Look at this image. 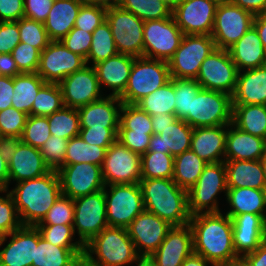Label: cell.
Returning a JSON list of instances; mask_svg holds the SVG:
<instances>
[{
	"mask_svg": "<svg viewBox=\"0 0 266 266\" xmlns=\"http://www.w3.org/2000/svg\"><path fill=\"white\" fill-rule=\"evenodd\" d=\"M193 253L215 266H229L241 258L233 246V223L221 212L198 213L190 217Z\"/></svg>",
	"mask_w": 266,
	"mask_h": 266,
	"instance_id": "cell-1",
	"label": "cell"
},
{
	"mask_svg": "<svg viewBox=\"0 0 266 266\" xmlns=\"http://www.w3.org/2000/svg\"><path fill=\"white\" fill-rule=\"evenodd\" d=\"M10 190L22 226H36L46 216L54 202L62 195L58 172L19 181Z\"/></svg>",
	"mask_w": 266,
	"mask_h": 266,
	"instance_id": "cell-2",
	"label": "cell"
},
{
	"mask_svg": "<svg viewBox=\"0 0 266 266\" xmlns=\"http://www.w3.org/2000/svg\"><path fill=\"white\" fill-rule=\"evenodd\" d=\"M146 211L167 221L171 226L189 224L187 190L170 179H141L139 182Z\"/></svg>",
	"mask_w": 266,
	"mask_h": 266,
	"instance_id": "cell-3",
	"label": "cell"
},
{
	"mask_svg": "<svg viewBox=\"0 0 266 266\" xmlns=\"http://www.w3.org/2000/svg\"><path fill=\"white\" fill-rule=\"evenodd\" d=\"M138 257L126 228L107 226L84 246L88 266H129Z\"/></svg>",
	"mask_w": 266,
	"mask_h": 266,
	"instance_id": "cell-4",
	"label": "cell"
},
{
	"mask_svg": "<svg viewBox=\"0 0 266 266\" xmlns=\"http://www.w3.org/2000/svg\"><path fill=\"white\" fill-rule=\"evenodd\" d=\"M170 80L167 61L137 57L134 59L127 86L119 98L122 103L136 104Z\"/></svg>",
	"mask_w": 266,
	"mask_h": 266,
	"instance_id": "cell-5",
	"label": "cell"
},
{
	"mask_svg": "<svg viewBox=\"0 0 266 266\" xmlns=\"http://www.w3.org/2000/svg\"><path fill=\"white\" fill-rule=\"evenodd\" d=\"M222 191L226 196L225 162L208 163L197 182L187 191L189 214L192 216L203 212H221L217 195Z\"/></svg>",
	"mask_w": 266,
	"mask_h": 266,
	"instance_id": "cell-6",
	"label": "cell"
},
{
	"mask_svg": "<svg viewBox=\"0 0 266 266\" xmlns=\"http://www.w3.org/2000/svg\"><path fill=\"white\" fill-rule=\"evenodd\" d=\"M104 194L108 226L127 229L145 210L139 183L106 185Z\"/></svg>",
	"mask_w": 266,
	"mask_h": 266,
	"instance_id": "cell-7",
	"label": "cell"
},
{
	"mask_svg": "<svg viewBox=\"0 0 266 266\" xmlns=\"http://www.w3.org/2000/svg\"><path fill=\"white\" fill-rule=\"evenodd\" d=\"M184 121L192 128L230 125L232 123L231 95L201 88L192 99L191 112Z\"/></svg>",
	"mask_w": 266,
	"mask_h": 266,
	"instance_id": "cell-8",
	"label": "cell"
},
{
	"mask_svg": "<svg viewBox=\"0 0 266 266\" xmlns=\"http://www.w3.org/2000/svg\"><path fill=\"white\" fill-rule=\"evenodd\" d=\"M216 49L211 35H184L168 60L171 78L196 79L204 59Z\"/></svg>",
	"mask_w": 266,
	"mask_h": 266,
	"instance_id": "cell-9",
	"label": "cell"
},
{
	"mask_svg": "<svg viewBox=\"0 0 266 266\" xmlns=\"http://www.w3.org/2000/svg\"><path fill=\"white\" fill-rule=\"evenodd\" d=\"M106 21L120 54L144 57L143 26L144 21L119 5L106 11Z\"/></svg>",
	"mask_w": 266,
	"mask_h": 266,
	"instance_id": "cell-10",
	"label": "cell"
},
{
	"mask_svg": "<svg viewBox=\"0 0 266 266\" xmlns=\"http://www.w3.org/2000/svg\"><path fill=\"white\" fill-rule=\"evenodd\" d=\"M255 15L229 0L219 2L211 37L216 48L228 50L252 26Z\"/></svg>",
	"mask_w": 266,
	"mask_h": 266,
	"instance_id": "cell-11",
	"label": "cell"
},
{
	"mask_svg": "<svg viewBox=\"0 0 266 266\" xmlns=\"http://www.w3.org/2000/svg\"><path fill=\"white\" fill-rule=\"evenodd\" d=\"M184 33L173 15L164 19L144 21V57L167 61L179 47Z\"/></svg>",
	"mask_w": 266,
	"mask_h": 266,
	"instance_id": "cell-12",
	"label": "cell"
},
{
	"mask_svg": "<svg viewBox=\"0 0 266 266\" xmlns=\"http://www.w3.org/2000/svg\"><path fill=\"white\" fill-rule=\"evenodd\" d=\"M238 72L229 51L216 48L202 62L196 81L204 89L232 96L236 88Z\"/></svg>",
	"mask_w": 266,
	"mask_h": 266,
	"instance_id": "cell-13",
	"label": "cell"
},
{
	"mask_svg": "<svg viewBox=\"0 0 266 266\" xmlns=\"http://www.w3.org/2000/svg\"><path fill=\"white\" fill-rule=\"evenodd\" d=\"M73 203L74 233L77 232L79 241L85 246L108 226L104 189L93 194L75 198Z\"/></svg>",
	"mask_w": 266,
	"mask_h": 266,
	"instance_id": "cell-14",
	"label": "cell"
},
{
	"mask_svg": "<svg viewBox=\"0 0 266 266\" xmlns=\"http://www.w3.org/2000/svg\"><path fill=\"white\" fill-rule=\"evenodd\" d=\"M105 185L141 181V156L116 140L106 152L101 166Z\"/></svg>",
	"mask_w": 266,
	"mask_h": 266,
	"instance_id": "cell-15",
	"label": "cell"
},
{
	"mask_svg": "<svg viewBox=\"0 0 266 266\" xmlns=\"http://www.w3.org/2000/svg\"><path fill=\"white\" fill-rule=\"evenodd\" d=\"M86 65L84 57L70 51L61 41H50L40 54L37 74L46 83L59 84L68 75Z\"/></svg>",
	"mask_w": 266,
	"mask_h": 266,
	"instance_id": "cell-16",
	"label": "cell"
},
{
	"mask_svg": "<svg viewBox=\"0 0 266 266\" xmlns=\"http://www.w3.org/2000/svg\"><path fill=\"white\" fill-rule=\"evenodd\" d=\"M218 4L216 0H182L172 15L184 35H211Z\"/></svg>",
	"mask_w": 266,
	"mask_h": 266,
	"instance_id": "cell-17",
	"label": "cell"
},
{
	"mask_svg": "<svg viewBox=\"0 0 266 266\" xmlns=\"http://www.w3.org/2000/svg\"><path fill=\"white\" fill-rule=\"evenodd\" d=\"M61 194L71 199L96 193L106 186L101 166L91 163H75L58 171Z\"/></svg>",
	"mask_w": 266,
	"mask_h": 266,
	"instance_id": "cell-18",
	"label": "cell"
},
{
	"mask_svg": "<svg viewBox=\"0 0 266 266\" xmlns=\"http://www.w3.org/2000/svg\"><path fill=\"white\" fill-rule=\"evenodd\" d=\"M63 104L78 109L103 98L94 67L84 66L59 83Z\"/></svg>",
	"mask_w": 266,
	"mask_h": 266,
	"instance_id": "cell-19",
	"label": "cell"
},
{
	"mask_svg": "<svg viewBox=\"0 0 266 266\" xmlns=\"http://www.w3.org/2000/svg\"><path fill=\"white\" fill-rule=\"evenodd\" d=\"M157 215L142 211L127 228L139 256H151L161 245L172 228Z\"/></svg>",
	"mask_w": 266,
	"mask_h": 266,
	"instance_id": "cell-20",
	"label": "cell"
},
{
	"mask_svg": "<svg viewBox=\"0 0 266 266\" xmlns=\"http://www.w3.org/2000/svg\"><path fill=\"white\" fill-rule=\"evenodd\" d=\"M9 236L10 242L0 250V266H32L38 245L36 226H21L8 235L0 236V247Z\"/></svg>",
	"mask_w": 266,
	"mask_h": 266,
	"instance_id": "cell-21",
	"label": "cell"
},
{
	"mask_svg": "<svg viewBox=\"0 0 266 266\" xmlns=\"http://www.w3.org/2000/svg\"><path fill=\"white\" fill-rule=\"evenodd\" d=\"M229 217L233 223V246L240 258L266 240V220L261 215L244 213Z\"/></svg>",
	"mask_w": 266,
	"mask_h": 266,
	"instance_id": "cell-22",
	"label": "cell"
},
{
	"mask_svg": "<svg viewBox=\"0 0 266 266\" xmlns=\"http://www.w3.org/2000/svg\"><path fill=\"white\" fill-rule=\"evenodd\" d=\"M193 253V234L189 224L173 226L159 248L151 255L158 266H181Z\"/></svg>",
	"mask_w": 266,
	"mask_h": 266,
	"instance_id": "cell-23",
	"label": "cell"
},
{
	"mask_svg": "<svg viewBox=\"0 0 266 266\" xmlns=\"http://www.w3.org/2000/svg\"><path fill=\"white\" fill-rule=\"evenodd\" d=\"M122 105L118 96L107 95L78 108L80 128L119 127Z\"/></svg>",
	"mask_w": 266,
	"mask_h": 266,
	"instance_id": "cell-24",
	"label": "cell"
},
{
	"mask_svg": "<svg viewBox=\"0 0 266 266\" xmlns=\"http://www.w3.org/2000/svg\"><path fill=\"white\" fill-rule=\"evenodd\" d=\"M227 128L228 125L193 128L190 150L207 163L224 162Z\"/></svg>",
	"mask_w": 266,
	"mask_h": 266,
	"instance_id": "cell-25",
	"label": "cell"
},
{
	"mask_svg": "<svg viewBox=\"0 0 266 266\" xmlns=\"http://www.w3.org/2000/svg\"><path fill=\"white\" fill-rule=\"evenodd\" d=\"M135 57L117 53L93 65L100 88L102 84L112 89L109 95L120 96L128 83Z\"/></svg>",
	"mask_w": 266,
	"mask_h": 266,
	"instance_id": "cell-26",
	"label": "cell"
},
{
	"mask_svg": "<svg viewBox=\"0 0 266 266\" xmlns=\"http://www.w3.org/2000/svg\"><path fill=\"white\" fill-rule=\"evenodd\" d=\"M51 170L46 165L38 148L20 142L17 150L8 163L10 181H25L43 176Z\"/></svg>",
	"mask_w": 266,
	"mask_h": 266,
	"instance_id": "cell-27",
	"label": "cell"
},
{
	"mask_svg": "<svg viewBox=\"0 0 266 266\" xmlns=\"http://www.w3.org/2000/svg\"><path fill=\"white\" fill-rule=\"evenodd\" d=\"M232 105H266V64L238 72Z\"/></svg>",
	"mask_w": 266,
	"mask_h": 266,
	"instance_id": "cell-28",
	"label": "cell"
},
{
	"mask_svg": "<svg viewBox=\"0 0 266 266\" xmlns=\"http://www.w3.org/2000/svg\"><path fill=\"white\" fill-rule=\"evenodd\" d=\"M162 133L153 134L147 151L179 155L190 150L193 128L184 120L176 119Z\"/></svg>",
	"mask_w": 266,
	"mask_h": 266,
	"instance_id": "cell-29",
	"label": "cell"
},
{
	"mask_svg": "<svg viewBox=\"0 0 266 266\" xmlns=\"http://www.w3.org/2000/svg\"><path fill=\"white\" fill-rule=\"evenodd\" d=\"M266 147V139L251 135L228 125L225 144L226 160H260Z\"/></svg>",
	"mask_w": 266,
	"mask_h": 266,
	"instance_id": "cell-30",
	"label": "cell"
},
{
	"mask_svg": "<svg viewBox=\"0 0 266 266\" xmlns=\"http://www.w3.org/2000/svg\"><path fill=\"white\" fill-rule=\"evenodd\" d=\"M228 51L239 72L266 64V49L253 26Z\"/></svg>",
	"mask_w": 266,
	"mask_h": 266,
	"instance_id": "cell-31",
	"label": "cell"
},
{
	"mask_svg": "<svg viewBox=\"0 0 266 266\" xmlns=\"http://www.w3.org/2000/svg\"><path fill=\"white\" fill-rule=\"evenodd\" d=\"M82 0H54L44 27L50 41H61L74 27Z\"/></svg>",
	"mask_w": 266,
	"mask_h": 266,
	"instance_id": "cell-32",
	"label": "cell"
},
{
	"mask_svg": "<svg viewBox=\"0 0 266 266\" xmlns=\"http://www.w3.org/2000/svg\"><path fill=\"white\" fill-rule=\"evenodd\" d=\"M227 188L266 189L259 160H226Z\"/></svg>",
	"mask_w": 266,
	"mask_h": 266,
	"instance_id": "cell-33",
	"label": "cell"
},
{
	"mask_svg": "<svg viewBox=\"0 0 266 266\" xmlns=\"http://www.w3.org/2000/svg\"><path fill=\"white\" fill-rule=\"evenodd\" d=\"M228 216L244 213L261 215L266 220V189L227 188Z\"/></svg>",
	"mask_w": 266,
	"mask_h": 266,
	"instance_id": "cell-34",
	"label": "cell"
},
{
	"mask_svg": "<svg viewBox=\"0 0 266 266\" xmlns=\"http://www.w3.org/2000/svg\"><path fill=\"white\" fill-rule=\"evenodd\" d=\"M84 254V247H60L45 241L38 230V245L32 266H73Z\"/></svg>",
	"mask_w": 266,
	"mask_h": 266,
	"instance_id": "cell-35",
	"label": "cell"
},
{
	"mask_svg": "<svg viewBox=\"0 0 266 266\" xmlns=\"http://www.w3.org/2000/svg\"><path fill=\"white\" fill-rule=\"evenodd\" d=\"M232 124L244 132L266 139V105H232Z\"/></svg>",
	"mask_w": 266,
	"mask_h": 266,
	"instance_id": "cell-36",
	"label": "cell"
},
{
	"mask_svg": "<svg viewBox=\"0 0 266 266\" xmlns=\"http://www.w3.org/2000/svg\"><path fill=\"white\" fill-rule=\"evenodd\" d=\"M46 82L37 73H20L14 77L12 107L31 115L32 104Z\"/></svg>",
	"mask_w": 266,
	"mask_h": 266,
	"instance_id": "cell-37",
	"label": "cell"
},
{
	"mask_svg": "<svg viewBox=\"0 0 266 266\" xmlns=\"http://www.w3.org/2000/svg\"><path fill=\"white\" fill-rule=\"evenodd\" d=\"M207 164L195 152L185 151L174 157L172 179L180 188L188 191L197 182Z\"/></svg>",
	"mask_w": 266,
	"mask_h": 266,
	"instance_id": "cell-38",
	"label": "cell"
},
{
	"mask_svg": "<svg viewBox=\"0 0 266 266\" xmlns=\"http://www.w3.org/2000/svg\"><path fill=\"white\" fill-rule=\"evenodd\" d=\"M135 105L150 116L157 114H175V81L171 80L164 86L143 97Z\"/></svg>",
	"mask_w": 266,
	"mask_h": 266,
	"instance_id": "cell-39",
	"label": "cell"
},
{
	"mask_svg": "<svg viewBox=\"0 0 266 266\" xmlns=\"http://www.w3.org/2000/svg\"><path fill=\"white\" fill-rule=\"evenodd\" d=\"M108 148L88 144L79 135L72 137L67 144L64 166L75 163L102 166Z\"/></svg>",
	"mask_w": 266,
	"mask_h": 266,
	"instance_id": "cell-40",
	"label": "cell"
},
{
	"mask_svg": "<svg viewBox=\"0 0 266 266\" xmlns=\"http://www.w3.org/2000/svg\"><path fill=\"white\" fill-rule=\"evenodd\" d=\"M174 175V156L168 153L147 151L141 155V178L170 179Z\"/></svg>",
	"mask_w": 266,
	"mask_h": 266,
	"instance_id": "cell-41",
	"label": "cell"
},
{
	"mask_svg": "<svg viewBox=\"0 0 266 266\" xmlns=\"http://www.w3.org/2000/svg\"><path fill=\"white\" fill-rule=\"evenodd\" d=\"M117 53L118 51L110 30V25L105 20L92 32L91 49L88 53L86 63L89 65L91 60L93 66L97 62L106 60Z\"/></svg>",
	"mask_w": 266,
	"mask_h": 266,
	"instance_id": "cell-42",
	"label": "cell"
},
{
	"mask_svg": "<svg viewBox=\"0 0 266 266\" xmlns=\"http://www.w3.org/2000/svg\"><path fill=\"white\" fill-rule=\"evenodd\" d=\"M119 6L143 21L171 17L173 10L162 0H119Z\"/></svg>",
	"mask_w": 266,
	"mask_h": 266,
	"instance_id": "cell-43",
	"label": "cell"
},
{
	"mask_svg": "<svg viewBox=\"0 0 266 266\" xmlns=\"http://www.w3.org/2000/svg\"><path fill=\"white\" fill-rule=\"evenodd\" d=\"M47 118L51 135L68 140L79 135L80 121L77 109L63 106Z\"/></svg>",
	"mask_w": 266,
	"mask_h": 266,
	"instance_id": "cell-44",
	"label": "cell"
},
{
	"mask_svg": "<svg viewBox=\"0 0 266 266\" xmlns=\"http://www.w3.org/2000/svg\"><path fill=\"white\" fill-rule=\"evenodd\" d=\"M64 106L59 84L45 83L32 104L31 115L47 117Z\"/></svg>",
	"mask_w": 266,
	"mask_h": 266,
	"instance_id": "cell-45",
	"label": "cell"
},
{
	"mask_svg": "<svg viewBox=\"0 0 266 266\" xmlns=\"http://www.w3.org/2000/svg\"><path fill=\"white\" fill-rule=\"evenodd\" d=\"M118 130H131V133L153 134L152 118L137 105L123 103Z\"/></svg>",
	"mask_w": 266,
	"mask_h": 266,
	"instance_id": "cell-46",
	"label": "cell"
},
{
	"mask_svg": "<svg viewBox=\"0 0 266 266\" xmlns=\"http://www.w3.org/2000/svg\"><path fill=\"white\" fill-rule=\"evenodd\" d=\"M175 81V115L184 120L191 112L192 99L202 88L196 79H178Z\"/></svg>",
	"mask_w": 266,
	"mask_h": 266,
	"instance_id": "cell-47",
	"label": "cell"
},
{
	"mask_svg": "<svg viewBox=\"0 0 266 266\" xmlns=\"http://www.w3.org/2000/svg\"><path fill=\"white\" fill-rule=\"evenodd\" d=\"M20 42L30 44L42 52L50 43L44 23L23 17L17 21Z\"/></svg>",
	"mask_w": 266,
	"mask_h": 266,
	"instance_id": "cell-48",
	"label": "cell"
},
{
	"mask_svg": "<svg viewBox=\"0 0 266 266\" xmlns=\"http://www.w3.org/2000/svg\"><path fill=\"white\" fill-rule=\"evenodd\" d=\"M48 118L29 115L24 127L21 141L40 149L51 136Z\"/></svg>",
	"mask_w": 266,
	"mask_h": 266,
	"instance_id": "cell-49",
	"label": "cell"
},
{
	"mask_svg": "<svg viewBox=\"0 0 266 266\" xmlns=\"http://www.w3.org/2000/svg\"><path fill=\"white\" fill-rule=\"evenodd\" d=\"M41 237L54 246L84 247L78 240L72 242L75 236L73 225H36Z\"/></svg>",
	"mask_w": 266,
	"mask_h": 266,
	"instance_id": "cell-50",
	"label": "cell"
},
{
	"mask_svg": "<svg viewBox=\"0 0 266 266\" xmlns=\"http://www.w3.org/2000/svg\"><path fill=\"white\" fill-rule=\"evenodd\" d=\"M74 203L70 197L61 195L37 225H73Z\"/></svg>",
	"mask_w": 266,
	"mask_h": 266,
	"instance_id": "cell-51",
	"label": "cell"
},
{
	"mask_svg": "<svg viewBox=\"0 0 266 266\" xmlns=\"http://www.w3.org/2000/svg\"><path fill=\"white\" fill-rule=\"evenodd\" d=\"M68 139L51 135L40 148L44 162L50 170L58 171L64 166Z\"/></svg>",
	"mask_w": 266,
	"mask_h": 266,
	"instance_id": "cell-52",
	"label": "cell"
},
{
	"mask_svg": "<svg viewBox=\"0 0 266 266\" xmlns=\"http://www.w3.org/2000/svg\"><path fill=\"white\" fill-rule=\"evenodd\" d=\"M28 116L12 106L0 111V134L21 138Z\"/></svg>",
	"mask_w": 266,
	"mask_h": 266,
	"instance_id": "cell-53",
	"label": "cell"
},
{
	"mask_svg": "<svg viewBox=\"0 0 266 266\" xmlns=\"http://www.w3.org/2000/svg\"><path fill=\"white\" fill-rule=\"evenodd\" d=\"M41 52L30 44L20 42L11 52L20 73H37Z\"/></svg>",
	"mask_w": 266,
	"mask_h": 266,
	"instance_id": "cell-54",
	"label": "cell"
},
{
	"mask_svg": "<svg viewBox=\"0 0 266 266\" xmlns=\"http://www.w3.org/2000/svg\"><path fill=\"white\" fill-rule=\"evenodd\" d=\"M2 192L7 194L6 197L0 196V236L8 235L22 226L10 192L8 189L0 190Z\"/></svg>",
	"mask_w": 266,
	"mask_h": 266,
	"instance_id": "cell-55",
	"label": "cell"
},
{
	"mask_svg": "<svg viewBox=\"0 0 266 266\" xmlns=\"http://www.w3.org/2000/svg\"><path fill=\"white\" fill-rule=\"evenodd\" d=\"M106 11L102 7L83 4L79 10L74 27L92 33L106 20Z\"/></svg>",
	"mask_w": 266,
	"mask_h": 266,
	"instance_id": "cell-56",
	"label": "cell"
},
{
	"mask_svg": "<svg viewBox=\"0 0 266 266\" xmlns=\"http://www.w3.org/2000/svg\"><path fill=\"white\" fill-rule=\"evenodd\" d=\"M92 33L73 27L61 40L62 44L70 51L87 59L91 49Z\"/></svg>",
	"mask_w": 266,
	"mask_h": 266,
	"instance_id": "cell-57",
	"label": "cell"
},
{
	"mask_svg": "<svg viewBox=\"0 0 266 266\" xmlns=\"http://www.w3.org/2000/svg\"><path fill=\"white\" fill-rule=\"evenodd\" d=\"M118 129L119 127L80 128L79 136L88 144L110 147L117 140Z\"/></svg>",
	"mask_w": 266,
	"mask_h": 266,
	"instance_id": "cell-58",
	"label": "cell"
},
{
	"mask_svg": "<svg viewBox=\"0 0 266 266\" xmlns=\"http://www.w3.org/2000/svg\"><path fill=\"white\" fill-rule=\"evenodd\" d=\"M153 134L131 133V130H118L117 140L140 156L147 152Z\"/></svg>",
	"mask_w": 266,
	"mask_h": 266,
	"instance_id": "cell-59",
	"label": "cell"
},
{
	"mask_svg": "<svg viewBox=\"0 0 266 266\" xmlns=\"http://www.w3.org/2000/svg\"><path fill=\"white\" fill-rule=\"evenodd\" d=\"M19 43L17 21L0 22V54L11 53Z\"/></svg>",
	"mask_w": 266,
	"mask_h": 266,
	"instance_id": "cell-60",
	"label": "cell"
},
{
	"mask_svg": "<svg viewBox=\"0 0 266 266\" xmlns=\"http://www.w3.org/2000/svg\"><path fill=\"white\" fill-rule=\"evenodd\" d=\"M54 0H24V17L44 23Z\"/></svg>",
	"mask_w": 266,
	"mask_h": 266,
	"instance_id": "cell-61",
	"label": "cell"
},
{
	"mask_svg": "<svg viewBox=\"0 0 266 266\" xmlns=\"http://www.w3.org/2000/svg\"><path fill=\"white\" fill-rule=\"evenodd\" d=\"M24 17V0H0V22L18 21Z\"/></svg>",
	"mask_w": 266,
	"mask_h": 266,
	"instance_id": "cell-62",
	"label": "cell"
},
{
	"mask_svg": "<svg viewBox=\"0 0 266 266\" xmlns=\"http://www.w3.org/2000/svg\"><path fill=\"white\" fill-rule=\"evenodd\" d=\"M14 77L0 76V111L12 106Z\"/></svg>",
	"mask_w": 266,
	"mask_h": 266,
	"instance_id": "cell-63",
	"label": "cell"
},
{
	"mask_svg": "<svg viewBox=\"0 0 266 266\" xmlns=\"http://www.w3.org/2000/svg\"><path fill=\"white\" fill-rule=\"evenodd\" d=\"M20 142L21 138L16 136H1L0 153L7 163L11 161V158L17 150Z\"/></svg>",
	"mask_w": 266,
	"mask_h": 266,
	"instance_id": "cell-64",
	"label": "cell"
},
{
	"mask_svg": "<svg viewBox=\"0 0 266 266\" xmlns=\"http://www.w3.org/2000/svg\"><path fill=\"white\" fill-rule=\"evenodd\" d=\"M241 260L247 266H266V240L255 251L244 255Z\"/></svg>",
	"mask_w": 266,
	"mask_h": 266,
	"instance_id": "cell-65",
	"label": "cell"
},
{
	"mask_svg": "<svg viewBox=\"0 0 266 266\" xmlns=\"http://www.w3.org/2000/svg\"><path fill=\"white\" fill-rule=\"evenodd\" d=\"M234 5L251 12L254 15L266 13V0H229Z\"/></svg>",
	"mask_w": 266,
	"mask_h": 266,
	"instance_id": "cell-66",
	"label": "cell"
},
{
	"mask_svg": "<svg viewBox=\"0 0 266 266\" xmlns=\"http://www.w3.org/2000/svg\"><path fill=\"white\" fill-rule=\"evenodd\" d=\"M19 74L18 66L11 53L0 54V76L15 77Z\"/></svg>",
	"mask_w": 266,
	"mask_h": 266,
	"instance_id": "cell-67",
	"label": "cell"
},
{
	"mask_svg": "<svg viewBox=\"0 0 266 266\" xmlns=\"http://www.w3.org/2000/svg\"><path fill=\"white\" fill-rule=\"evenodd\" d=\"M152 118V129L153 134H160L162 133V129L170 126L176 119L175 114H157L155 116H151Z\"/></svg>",
	"mask_w": 266,
	"mask_h": 266,
	"instance_id": "cell-68",
	"label": "cell"
},
{
	"mask_svg": "<svg viewBox=\"0 0 266 266\" xmlns=\"http://www.w3.org/2000/svg\"><path fill=\"white\" fill-rule=\"evenodd\" d=\"M253 27L256 29L261 39L263 47L266 49V13L255 15Z\"/></svg>",
	"mask_w": 266,
	"mask_h": 266,
	"instance_id": "cell-69",
	"label": "cell"
},
{
	"mask_svg": "<svg viewBox=\"0 0 266 266\" xmlns=\"http://www.w3.org/2000/svg\"><path fill=\"white\" fill-rule=\"evenodd\" d=\"M8 163L0 153V190H7L9 187Z\"/></svg>",
	"mask_w": 266,
	"mask_h": 266,
	"instance_id": "cell-70",
	"label": "cell"
},
{
	"mask_svg": "<svg viewBox=\"0 0 266 266\" xmlns=\"http://www.w3.org/2000/svg\"><path fill=\"white\" fill-rule=\"evenodd\" d=\"M209 264L215 266L210 261L206 260L203 256L192 253L183 261L181 266H208Z\"/></svg>",
	"mask_w": 266,
	"mask_h": 266,
	"instance_id": "cell-71",
	"label": "cell"
},
{
	"mask_svg": "<svg viewBox=\"0 0 266 266\" xmlns=\"http://www.w3.org/2000/svg\"><path fill=\"white\" fill-rule=\"evenodd\" d=\"M85 5H93L107 9H111L119 5V0H82Z\"/></svg>",
	"mask_w": 266,
	"mask_h": 266,
	"instance_id": "cell-72",
	"label": "cell"
},
{
	"mask_svg": "<svg viewBox=\"0 0 266 266\" xmlns=\"http://www.w3.org/2000/svg\"><path fill=\"white\" fill-rule=\"evenodd\" d=\"M134 263L136 266H158L151 256H139Z\"/></svg>",
	"mask_w": 266,
	"mask_h": 266,
	"instance_id": "cell-73",
	"label": "cell"
},
{
	"mask_svg": "<svg viewBox=\"0 0 266 266\" xmlns=\"http://www.w3.org/2000/svg\"><path fill=\"white\" fill-rule=\"evenodd\" d=\"M259 161H260V163L262 165L263 173H264V179H265V182H266V147H265L264 153L261 156V159Z\"/></svg>",
	"mask_w": 266,
	"mask_h": 266,
	"instance_id": "cell-74",
	"label": "cell"
},
{
	"mask_svg": "<svg viewBox=\"0 0 266 266\" xmlns=\"http://www.w3.org/2000/svg\"><path fill=\"white\" fill-rule=\"evenodd\" d=\"M167 3L170 7L174 8L182 0H162Z\"/></svg>",
	"mask_w": 266,
	"mask_h": 266,
	"instance_id": "cell-75",
	"label": "cell"
},
{
	"mask_svg": "<svg viewBox=\"0 0 266 266\" xmlns=\"http://www.w3.org/2000/svg\"><path fill=\"white\" fill-rule=\"evenodd\" d=\"M73 266H88L85 259L81 257Z\"/></svg>",
	"mask_w": 266,
	"mask_h": 266,
	"instance_id": "cell-76",
	"label": "cell"
},
{
	"mask_svg": "<svg viewBox=\"0 0 266 266\" xmlns=\"http://www.w3.org/2000/svg\"><path fill=\"white\" fill-rule=\"evenodd\" d=\"M229 266H247V265L240 259Z\"/></svg>",
	"mask_w": 266,
	"mask_h": 266,
	"instance_id": "cell-77",
	"label": "cell"
}]
</instances>
